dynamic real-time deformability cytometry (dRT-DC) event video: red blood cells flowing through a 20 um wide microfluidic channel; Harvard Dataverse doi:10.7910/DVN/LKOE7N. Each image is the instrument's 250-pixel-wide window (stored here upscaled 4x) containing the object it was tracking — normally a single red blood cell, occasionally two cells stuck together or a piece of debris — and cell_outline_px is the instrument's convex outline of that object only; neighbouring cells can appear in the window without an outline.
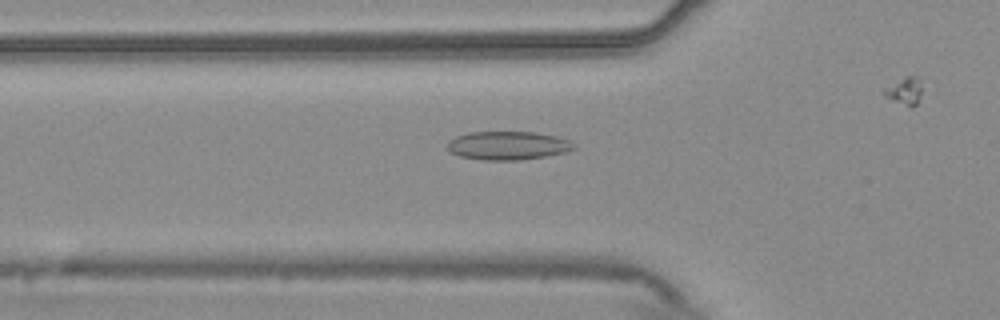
{"species": "common noctule bat (a hibernating species)", "species_latin": "Nyctalus noctula", "temperature_condition": "warm", "stored_images_in_passage": 44, "camera_frame_rate_fps": 3000, "um_per_image_px": 0.085, "animal": {"sex": "male", "body_mass_g": 20.4}, "frame": {"image": 1, "passage_image": 19, "time_ms": 6.0, "image_size_px": [1000, 320], "cell_outline_px": [[576, 148], [568, 152], [544, 156], [516, 160], [484, 160], [460, 156], [452, 152], [448, 148], [448, 140], [456, 136], [468, 132], [536, 132], [556, 136], [568, 140], [576, 144]], "centroid_in_image_um": [43.19, 12.36], "position_along_channel_um": 82.6, "area_um2": 20.98}}
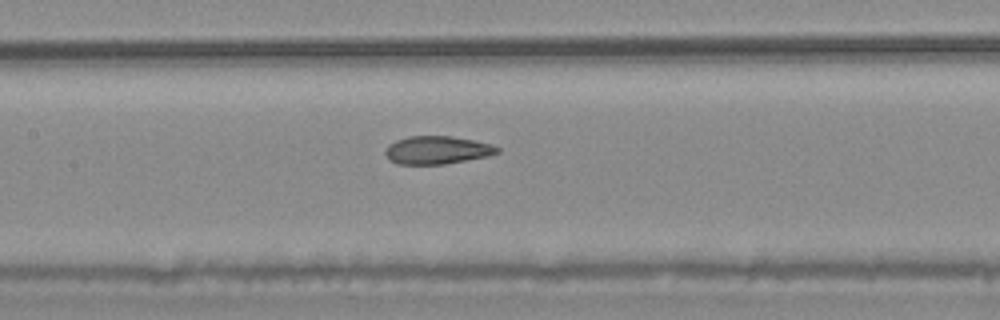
{"frame": {"image": 2, "passage_image": 26, "time_ms": 8.333, "image_size_px": [1000, 320], "cell_outline_px": [[500, 152], [488, 156], [444, 164], [396, 164], [388, 160], [384, 152], [388, 144], [396, 140], [408, 136], [452, 136], [492, 144], [500, 148]], "centroid_in_image_um": [37.13, 12.75], "position_along_channel_um": 170.3, "area_um2": 18.38}}
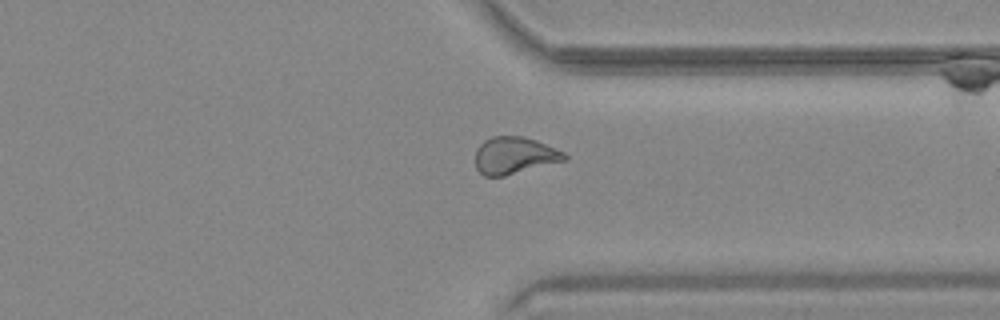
{"frame": {"image": 3, "passage_image": 42, "time_ms": 13.667, "image_size_px": [1000, 320], "cell_outline_px": [[568, 160], [504, 176], [484, 176], [476, 168], [476, 148], [484, 140], [492, 136], [524, 136], [536, 140], [564, 152], [568, 156]], "centroid_in_image_um": [43.74, 13.21], "position_along_channel_um": 367.7, "area_um2": 19.36}}